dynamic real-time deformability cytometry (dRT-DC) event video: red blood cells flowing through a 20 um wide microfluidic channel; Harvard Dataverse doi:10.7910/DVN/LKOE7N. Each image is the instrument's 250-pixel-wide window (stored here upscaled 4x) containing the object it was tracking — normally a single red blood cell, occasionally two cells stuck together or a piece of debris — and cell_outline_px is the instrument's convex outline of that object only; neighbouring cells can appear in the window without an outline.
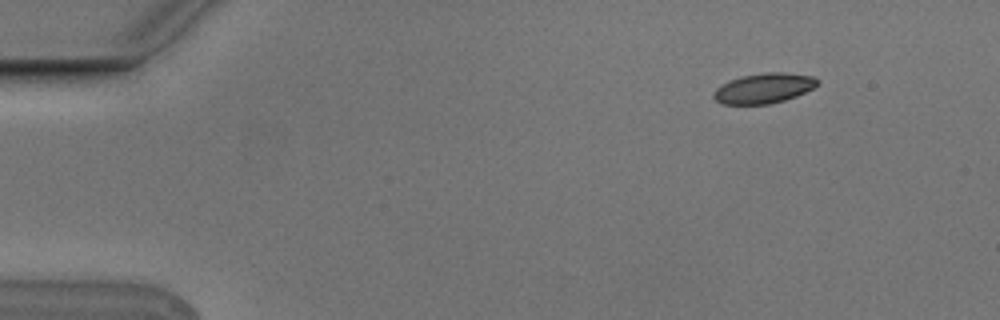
{"species": "Egyptian fruit bat (a non-hibernating species)", "species_latin": "Rousettus aegyptiacus", "temperature_condition": "cold", "stored_images_in_passage": 5, "camera_frame_rate_fps": 3000, "um_per_image_px": 0.085, "animal": {"sex": "male"}, "frame": {"image": 1, "passage_image": 2, "time_ms": 0.333, "image_size_px": [1000, 320], "cell_outline_px": [[820, 84], [796, 96], [784, 100], [768, 104], [720, 104], [712, 96], [716, 88], [728, 80], [744, 76], [768, 72], [784, 72], [812, 76], [820, 80]], "centroid_in_image_um": [64.93, 7.5], "position_along_channel_um": 20.1, "area_um2": 18.15}}
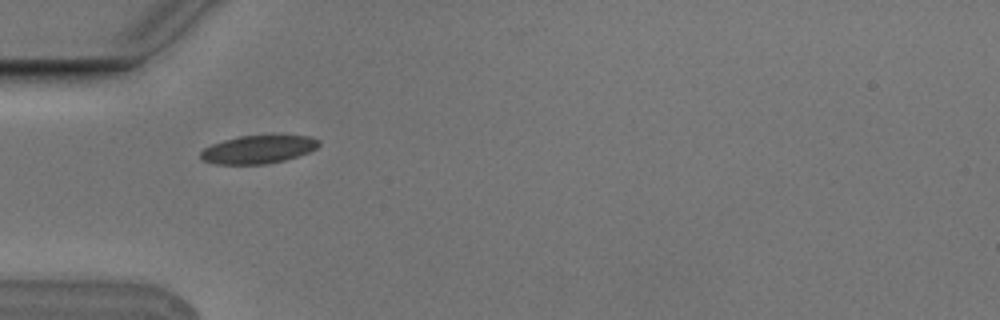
{"frame": {"image": 2, "passage_image": 5, "time_ms": 1.333, "image_size_px": [1000, 320], "cell_outline_px": [[320, 144], [316, 148], [308, 152], [284, 160], [264, 164], [216, 164], [200, 160], [200, 152], [204, 148], [212, 144], [224, 140], [240, 136], [312, 136], [320, 140]], "centroid_in_image_um": [21.92, 12.7], "position_along_channel_um": 63.1, "area_um2": 19.19}}